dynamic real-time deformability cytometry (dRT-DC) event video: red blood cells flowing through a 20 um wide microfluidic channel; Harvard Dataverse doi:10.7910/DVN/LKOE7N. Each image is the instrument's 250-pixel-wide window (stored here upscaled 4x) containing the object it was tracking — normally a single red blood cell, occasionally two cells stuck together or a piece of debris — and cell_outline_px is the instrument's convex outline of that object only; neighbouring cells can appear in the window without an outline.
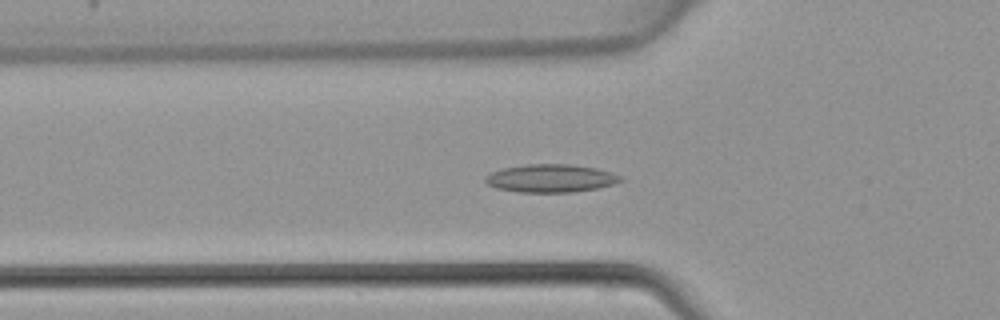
{"species": "common noctule bat (a hibernating species)", "species_latin": "Nyctalus noctula", "temperature_condition": "warm", "stored_images_in_passage": 41, "camera_frame_rate_fps": 3000, "um_per_image_px": 0.085, "animal": {"sex": "female", "body_mass_g": 22.7, "forearm_length_mm": 54.2}, "frame": {"image": 1, "passage_image": 16, "time_ms": 5.0, "image_size_px": [1000, 320], "cell_outline_px": [[624, 180], [612, 184], [596, 188], [572, 192], [520, 192], [496, 188], [488, 184], [484, 180], [484, 176], [492, 172], [504, 168], [524, 164], [572, 164], [596, 168], [612, 172], [620, 176]], "centroid_in_image_um": [46.8, 15.15], "position_along_channel_um": 79.0, "area_um2": 22.02}}
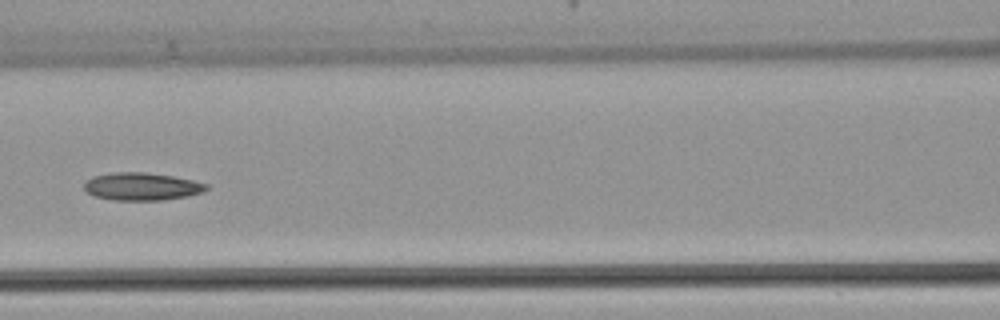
{"frame": {"image": 2, "passage_image": 21, "time_ms": 6.667, "image_size_px": [1000, 320], "cell_outline_px": [[208, 188], [204, 192], [188, 196], [164, 200], [112, 200], [96, 196], [88, 192], [84, 188], [84, 180], [92, 176], [116, 172], [144, 172], [172, 176], [192, 180], [208, 184]], "centroid_in_image_um": [12.05, 15.85], "position_along_channel_um": 154.5, "area_um2": 19.77}}
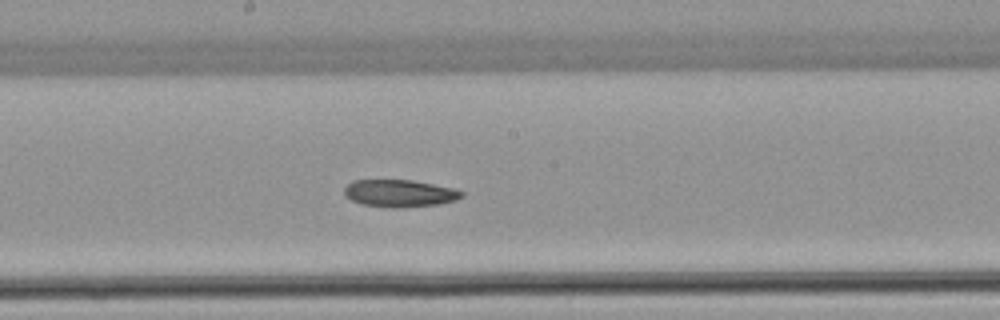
{"frame": {"image": 3, "passage_image": 25, "time_ms": 8.0, "image_size_px": [1000, 320], "cell_outline_px": [[464, 196], [456, 200], [436, 204], [404, 208], [392, 208], [360, 204], [344, 196], [344, 188], [352, 180], [412, 180], [452, 188], [464, 192]], "centroid_in_image_um": [33.94, 16.44], "position_along_channel_um": 214.3, "area_um2": 18.73}}